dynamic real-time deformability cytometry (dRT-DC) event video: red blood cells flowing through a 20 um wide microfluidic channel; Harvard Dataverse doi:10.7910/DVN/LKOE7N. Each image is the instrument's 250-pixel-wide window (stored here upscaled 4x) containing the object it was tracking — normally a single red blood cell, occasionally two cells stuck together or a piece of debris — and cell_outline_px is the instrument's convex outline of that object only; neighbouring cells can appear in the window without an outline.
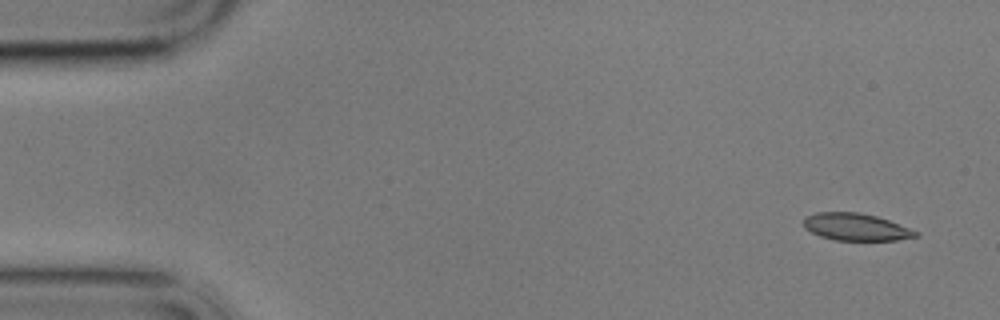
{"species": "common noctule bat (a hibernating species)", "species_latin": "Nyctalus noctula", "temperature_condition": "cold", "stored_images_in_passage": 5, "camera_frame_rate_fps": 3000, "um_per_image_px": 0.085, "animal": {"sex": "male", "body_mass_g": 17.9}, "frame": {"image": 1, "passage_image": 1, "time_ms": 0.0, "image_size_px": [1000, 320], "cell_outline_px": [[920, 236], [896, 240], [832, 240], [820, 236], [804, 228], [804, 216], [816, 212], [860, 212], [876, 216], [888, 220], [920, 232]], "centroid_in_image_um": [72.75, 19.29], "position_along_channel_um": 12.3, "area_um2": 17.86}}
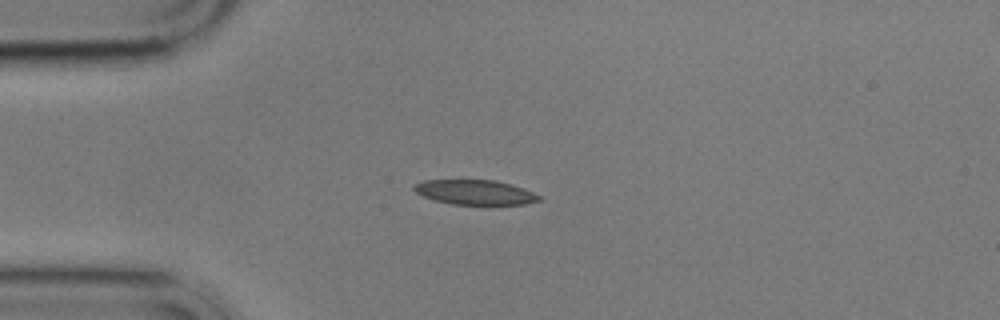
{"frame": {"image": 2, "passage_image": 4, "time_ms": 3.667, "image_size_px": [1000, 320], "cell_outline_px": [[544, 200], [524, 204], [452, 204], [436, 200], [424, 196], [416, 192], [412, 188], [416, 184], [424, 180], [496, 180], [532, 192], [540, 196]], "centroid_in_image_um": [40.38, 16.34], "position_along_channel_um": 44.6, "area_um2": 17.69}}